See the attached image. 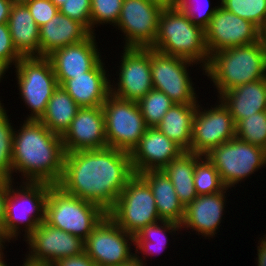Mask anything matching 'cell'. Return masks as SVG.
<instances>
[{"instance_id":"obj_2","label":"cell","mask_w":266,"mask_h":266,"mask_svg":"<svg viewBox=\"0 0 266 266\" xmlns=\"http://www.w3.org/2000/svg\"><path fill=\"white\" fill-rule=\"evenodd\" d=\"M19 127L13 137L12 174L21 173L22 181L57 185L66 154L62 137L39 120H24Z\"/></svg>"},{"instance_id":"obj_13","label":"cell","mask_w":266,"mask_h":266,"mask_svg":"<svg viewBox=\"0 0 266 266\" xmlns=\"http://www.w3.org/2000/svg\"><path fill=\"white\" fill-rule=\"evenodd\" d=\"M218 103L216 107L211 106L207 110H203L198 103L192 121V141L189 152L206 155L214 147L236 137V125L229 110L220 99Z\"/></svg>"},{"instance_id":"obj_50","label":"cell","mask_w":266,"mask_h":266,"mask_svg":"<svg viewBox=\"0 0 266 266\" xmlns=\"http://www.w3.org/2000/svg\"><path fill=\"white\" fill-rule=\"evenodd\" d=\"M3 248L4 247H2V248H0V266H8L7 264H6V261L4 262V253H3Z\"/></svg>"},{"instance_id":"obj_44","label":"cell","mask_w":266,"mask_h":266,"mask_svg":"<svg viewBox=\"0 0 266 266\" xmlns=\"http://www.w3.org/2000/svg\"><path fill=\"white\" fill-rule=\"evenodd\" d=\"M13 0H0V24L8 23Z\"/></svg>"},{"instance_id":"obj_1","label":"cell","mask_w":266,"mask_h":266,"mask_svg":"<svg viewBox=\"0 0 266 266\" xmlns=\"http://www.w3.org/2000/svg\"><path fill=\"white\" fill-rule=\"evenodd\" d=\"M133 175L129 152L112 147L81 150L65 154L57 186L108 213Z\"/></svg>"},{"instance_id":"obj_39","label":"cell","mask_w":266,"mask_h":266,"mask_svg":"<svg viewBox=\"0 0 266 266\" xmlns=\"http://www.w3.org/2000/svg\"><path fill=\"white\" fill-rule=\"evenodd\" d=\"M23 3L39 27L49 22L59 12V8L51 0H26Z\"/></svg>"},{"instance_id":"obj_46","label":"cell","mask_w":266,"mask_h":266,"mask_svg":"<svg viewBox=\"0 0 266 266\" xmlns=\"http://www.w3.org/2000/svg\"><path fill=\"white\" fill-rule=\"evenodd\" d=\"M146 256H143V260L139 255H135L131 260L127 261L125 264L121 266H146L147 263L144 262ZM145 263V264H144Z\"/></svg>"},{"instance_id":"obj_20","label":"cell","mask_w":266,"mask_h":266,"mask_svg":"<svg viewBox=\"0 0 266 266\" xmlns=\"http://www.w3.org/2000/svg\"><path fill=\"white\" fill-rule=\"evenodd\" d=\"M184 150L156 127L147 128L139 144L132 150L131 165L134 174L162 170Z\"/></svg>"},{"instance_id":"obj_16","label":"cell","mask_w":266,"mask_h":266,"mask_svg":"<svg viewBox=\"0 0 266 266\" xmlns=\"http://www.w3.org/2000/svg\"><path fill=\"white\" fill-rule=\"evenodd\" d=\"M206 46L210 56L218 51L253 44L260 40V30L218 4L216 13L205 29Z\"/></svg>"},{"instance_id":"obj_49","label":"cell","mask_w":266,"mask_h":266,"mask_svg":"<svg viewBox=\"0 0 266 266\" xmlns=\"http://www.w3.org/2000/svg\"><path fill=\"white\" fill-rule=\"evenodd\" d=\"M260 40L264 48V54L266 59V28L260 31Z\"/></svg>"},{"instance_id":"obj_25","label":"cell","mask_w":266,"mask_h":266,"mask_svg":"<svg viewBox=\"0 0 266 266\" xmlns=\"http://www.w3.org/2000/svg\"><path fill=\"white\" fill-rule=\"evenodd\" d=\"M8 26L12 43L22 57L40 56V27L23 2L12 4Z\"/></svg>"},{"instance_id":"obj_40","label":"cell","mask_w":266,"mask_h":266,"mask_svg":"<svg viewBox=\"0 0 266 266\" xmlns=\"http://www.w3.org/2000/svg\"><path fill=\"white\" fill-rule=\"evenodd\" d=\"M0 58L14 66L22 58L12 43L8 23L0 24Z\"/></svg>"},{"instance_id":"obj_32","label":"cell","mask_w":266,"mask_h":266,"mask_svg":"<svg viewBox=\"0 0 266 266\" xmlns=\"http://www.w3.org/2000/svg\"><path fill=\"white\" fill-rule=\"evenodd\" d=\"M194 185L198 196L223 191L226 186L214 167L213 163L203 155L196 163L194 169Z\"/></svg>"},{"instance_id":"obj_4","label":"cell","mask_w":266,"mask_h":266,"mask_svg":"<svg viewBox=\"0 0 266 266\" xmlns=\"http://www.w3.org/2000/svg\"><path fill=\"white\" fill-rule=\"evenodd\" d=\"M204 71L217 88L218 97L248 82L266 78V59L261 40L213 53Z\"/></svg>"},{"instance_id":"obj_11","label":"cell","mask_w":266,"mask_h":266,"mask_svg":"<svg viewBox=\"0 0 266 266\" xmlns=\"http://www.w3.org/2000/svg\"><path fill=\"white\" fill-rule=\"evenodd\" d=\"M195 63L151 48L153 88L164 92L175 104H198L187 67Z\"/></svg>"},{"instance_id":"obj_43","label":"cell","mask_w":266,"mask_h":266,"mask_svg":"<svg viewBox=\"0 0 266 266\" xmlns=\"http://www.w3.org/2000/svg\"><path fill=\"white\" fill-rule=\"evenodd\" d=\"M264 236V237H263ZM259 238V246H257V266H266V234Z\"/></svg>"},{"instance_id":"obj_28","label":"cell","mask_w":266,"mask_h":266,"mask_svg":"<svg viewBox=\"0 0 266 266\" xmlns=\"http://www.w3.org/2000/svg\"><path fill=\"white\" fill-rule=\"evenodd\" d=\"M202 156L203 155L184 151L162 169L172 181L175 192L184 207L198 196L195 190L193 176L195 163Z\"/></svg>"},{"instance_id":"obj_37","label":"cell","mask_w":266,"mask_h":266,"mask_svg":"<svg viewBox=\"0 0 266 266\" xmlns=\"http://www.w3.org/2000/svg\"><path fill=\"white\" fill-rule=\"evenodd\" d=\"M178 9L183 11L195 25L205 30L218 6L210 8V0H178Z\"/></svg>"},{"instance_id":"obj_3","label":"cell","mask_w":266,"mask_h":266,"mask_svg":"<svg viewBox=\"0 0 266 266\" xmlns=\"http://www.w3.org/2000/svg\"><path fill=\"white\" fill-rule=\"evenodd\" d=\"M150 48L196 65L200 63L199 67L202 66L203 72L210 60L205 30L195 25L178 8L162 9L158 19V32Z\"/></svg>"},{"instance_id":"obj_21","label":"cell","mask_w":266,"mask_h":266,"mask_svg":"<svg viewBox=\"0 0 266 266\" xmlns=\"http://www.w3.org/2000/svg\"><path fill=\"white\" fill-rule=\"evenodd\" d=\"M213 194L197 196L191 203L185 207V215L181 228L192 229L198 235L203 237L215 236L216 231L221 226L223 211L226 206V191Z\"/></svg>"},{"instance_id":"obj_18","label":"cell","mask_w":266,"mask_h":266,"mask_svg":"<svg viewBox=\"0 0 266 266\" xmlns=\"http://www.w3.org/2000/svg\"><path fill=\"white\" fill-rule=\"evenodd\" d=\"M62 142L65 153L108 147L102 106L80 107Z\"/></svg>"},{"instance_id":"obj_23","label":"cell","mask_w":266,"mask_h":266,"mask_svg":"<svg viewBox=\"0 0 266 266\" xmlns=\"http://www.w3.org/2000/svg\"><path fill=\"white\" fill-rule=\"evenodd\" d=\"M39 31L40 56L45 57L56 49L82 42L91 34L81 23L60 12Z\"/></svg>"},{"instance_id":"obj_41","label":"cell","mask_w":266,"mask_h":266,"mask_svg":"<svg viewBox=\"0 0 266 266\" xmlns=\"http://www.w3.org/2000/svg\"><path fill=\"white\" fill-rule=\"evenodd\" d=\"M53 266H97L95 262L85 253L82 252L77 256H71L57 260Z\"/></svg>"},{"instance_id":"obj_33","label":"cell","mask_w":266,"mask_h":266,"mask_svg":"<svg viewBox=\"0 0 266 266\" xmlns=\"http://www.w3.org/2000/svg\"><path fill=\"white\" fill-rule=\"evenodd\" d=\"M231 13L253 23L260 31L266 28V0H220Z\"/></svg>"},{"instance_id":"obj_6","label":"cell","mask_w":266,"mask_h":266,"mask_svg":"<svg viewBox=\"0 0 266 266\" xmlns=\"http://www.w3.org/2000/svg\"><path fill=\"white\" fill-rule=\"evenodd\" d=\"M107 215L98 205L51 185L45 204V223L86 240Z\"/></svg>"},{"instance_id":"obj_45","label":"cell","mask_w":266,"mask_h":266,"mask_svg":"<svg viewBox=\"0 0 266 266\" xmlns=\"http://www.w3.org/2000/svg\"><path fill=\"white\" fill-rule=\"evenodd\" d=\"M162 9L178 8V0H150Z\"/></svg>"},{"instance_id":"obj_15","label":"cell","mask_w":266,"mask_h":266,"mask_svg":"<svg viewBox=\"0 0 266 266\" xmlns=\"http://www.w3.org/2000/svg\"><path fill=\"white\" fill-rule=\"evenodd\" d=\"M117 83L111 94L119 99L138 102L153 89L151 48H124Z\"/></svg>"},{"instance_id":"obj_35","label":"cell","mask_w":266,"mask_h":266,"mask_svg":"<svg viewBox=\"0 0 266 266\" xmlns=\"http://www.w3.org/2000/svg\"><path fill=\"white\" fill-rule=\"evenodd\" d=\"M4 105H0V176L14 180L12 175V151L14 127L11 126Z\"/></svg>"},{"instance_id":"obj_42","label":"cell","mask_w":266,"mask_h":266,"mask_svg":"<svg viewBox=\"0 0 266 266\" xmlns=\"http://www.w3.org/2000/svg\"><path fill=\"white\" fill-rule=\"evenodd\" d=\"M11 182L14 183L12 179L0 176V226L5 217L6 199Z\"/></svg>"},{"instance_id":"obj_12","label":"cell","mask_w":266,"mask_h":266,"mask_svg":"<svg viewBox=\"0 0 266 266\" xmlns=\"http://www.w3.org/2000/svg\"><path fill=\"white\" fill-rule=\"evenodd\" d=\"M84 243V252L97 266H121L135 256L130 249L135 245L134 235L120 228L108 215Z\"/></svg>"},{"instance_id":"obj_10","label":"cell","mask_w":266,"mask_h":266,"mask_svg":"<svg viewBox=\"0 0 266 266\" xmlns=\"http://www.w3.org/2000/svg\"><path fill=\"white\" fill-rule=\"evenodd\" d=\"M102 109L108 147L131 153L148 128L138 103L110 94Z\"/></svg>"},{"instance_id":"obj_7","label":"cell","mask_w":266,"mask_h":266,"mask_svg":"<svg viewBox=\"0 0 266 266\" xmlns=\"http://www.w3.org/2000/svg\"><path fill=\"white\" fill-rule=\"evenodd\" d=\"M14 67L21 99L31 109L26 120H39L59 86L52 63L48 57L31 56L22 57Z\"/></svg>"},{"instance_id":"obj_48","label":"cell","mask_w":266,"mask_h":266,"mask_svg":"<svg viewBox=\"0 0 266 266\" xmlns=\"http://www.w3.org/2000/svg\"><path fill=\"white\" fill-rule=\"evenodd\" d=\"M12 67L6 60H3L0 58V82L1 79L4 78L3 76L5 75L6 71H8V68ZM0 105H2L0 101Z\"/></svg>"},{"instance_id":"obj_53","label":"cell","mask_w":266,"mask_h":266,"mask_svg":"<svg viewBox=\"0 0 266 266\" xmlns=\"http://www.w3.org/2000/svg\"><path fill=\"white\" fill-rule=\"evenodd\" d=\"M26 0H13V2H24Z\"/></svg>"},{"instance_id":"obj_22","label":"cell","mask_w":266,"mask_h":266,"mask_svg":"<svg viewBox=\"0 0 266 266\" xmlns=\"http://www.w3.org/2000/svg\"><path fill=\"white\" fill-rule=\"evenodd\" d=\"M101 60L92 70L73 76L61 86L80 107L102 106L111 94V81Z\"/></svg>"},{"instance_id":"obj_24","label":"cell","mask_w":266,"mask_h":266,"mask_svg":"<svg viewBox=\"0 0 266 266\" xmlns=\"http://www.w3.org/2000/svg\"><path fill=\"white\" fill-rule=\"evenodd\" d=\"M218 99L229 110L234 123L266 111V78L248 82L222 93Z\"/></svg>"},{"instance_id":"obj_51","label":"cell","mask_w":266,"mask_h":266,"mask_svg":"<svg viewBox=\"0 0 266 266\" xmlns=\"http://www.w3.org/2000/svg\"><path fill=\"white\" fill-rule=\"evenodd\" d=\"M5 242H8L6 240V238L4 237L2 230H1V226H0V248L5 247ZM4 243V244H3Z\"/></svg>"},{"instance_id":"obj_26","label":"cell","mask_w":266,"mask_h":266,"mask_svg":"<svg viewBox=\"0 0 266 266\" xmlns=\"http://www.w3.org/2000/svg\"><path fill=\"white\" fill-rule=\"evenodd\" d=\"M150 186L160 220L182 224L185 207L180 202L172 181L163 170H149L139 174Z\"/></svg>"},{"instance_id":"obj_17","label":"cell","mask_w":266,"mask_h":266,"mask_svg":"<svg viewBox=\"0 0 266 266\" xmlns=\"http://www.w3.org/2000/svg\"><path fill=\"white\" fill-rule=\"evenodd\" d=\"M30 253L27 256L35 261L54 264L57 260L77 256L84 252V240L68 232L48 225L45 222L25 239Z\"/></svg>"},{"instance_id":"obj_47","label":"cell","mask_w":266,"mask_h":266,"mask_svg":"<svg viewBox=\"0 0 266 266\" xmlns=\"http://www.w3.org/2000/svg\"><path fill=\"white\" fill-rule=\"evenodd\" d=\"M25 258L26 259L24 260L22 266H53V264L32 260L27 255Z\"/></svg>"},{"instance_id":"obj_5","label":"cell","mask_w":266,"mask_h":266,"mask_svg":"<svg viewBox=\"0 0 266 266\" xmlns=\"http://www.w3.org/2000/svg\"><path fill=\"white\" fill-rule=\"evenodd\" d=\"M11 182L6 199L5 217L1 226L6 240L17 239L21 233L19 225L25 226L28 238L40 223L45 222V204L51 184L23 181L19 188ZM23 185V186H22ZM20 227V228H19Z\"/></svg>"},{"instance_id":"obj_9","label":"cell","mask_w":266,"mask_h":266,"mask_svg":"<svg viewBox=\"0 0 266 266\" xmlns=\"http://www.w3.org/2000/svg\"><path fill=\"white\" fill-rule=\"evenodd\" d=\"M206 157L230 189L266 165L265 149L237 137L214 147Z\"/></svg>"},{"instance_id":"obj_8","label":"cell","mask_w":266,"mask_h":266,"mask_svg":"<svg viewBox=\"0 0 266 266\" xmlns=\"http://www.w3.org/2000/svg\"><path fill=\"white\" fill-rule=\"evenodd\" d=\"M107 215L124 231L135 235L143 227L160 220L148 183L134 174Z\"/></svg>"},{"instance_id":"obj_38","label":"cell","mask_w":266,"mask_h":266,"mask_svg":"<svg viewBox=\"0 0 266 266\" xmlns=\"http://www.w3.org/2000/svg\"><path fill=\"white\" fill-rule=\"evenodd\" d=\"M59 12L78 21L91 33V0H66Z\"/></svg>"},{"instance_id":"obj_27","label":"cell","mask_w":266,"mask_h":266,"mask_svg":"<svg viewBox=\"0 0 266 266\" xmlns=\"http://www.w3.org/2000/svg\"><path fill=\"white\" fill-rule=\"evenodd\" d=\"M198 104H173L156 128L184 151L192 141V121Z\"/></svg>"},{"instance_id":"obj_19","label":"cell","mask_w":266,"mask_h":266,"mask_svg":"<svg viewBox=\"0 0 266 266\" xmlns=\"http://www.w3.org/2000/svg\"><path fill=\"white\" fill-rule=\"evenodd\" d=\"M95 33L77 44L54 50L50 59L58 85L61 86L73 76L83 75L92 70L102 59L96 45Z\"/></svg>"},{"instance_id":"obj_52","label":"cell","mask_w":266,"mask_h":266,"mask_svg":"<svg viewBox=\"0 0 266 266\" xmlns=\"http://www.w3.org/2000/svg\"><path fill=\"white\" fill-rule=\"evenodd\" d=\"M54 4H55V6L56 7H60L63 3H65L66 2V0H51Z\"/></svg>"},{"instance_id":"obj_36","label":"cell","mask_w":266,"mask_h":266,"mask_svg":"<svg viewBox=\"0 0 266 266\" xmlns=\"http://www.w3.org/2000/svg\"><path fill=\"white\" fill-rule=\"evenodd\" d=\"M124 0H91V33L100 24L116 25Z\"/></svg>"},{"instance_id":"obj_14","label":"cell","mask_w":266,"mask_h":266,"mask_svg":"<svg viewBox=\"0 0 266 266\" xmlns=\"http://www.w3.org/2000/svg\"><path fill=\"white\" fill-rule=\"evenodd\" d=\"M162 8L150 0H124L114 27L124 33L123 48H150L158 32Z\"/></svg>"},{"instance_id":"obj_31","label":"cell","mask_w":266,"mask_h":266,"mask_svg":"<svg viewBox=\"0 0 266 266\" xmlns=\"http://www.w3.org/2000/svg\"><path fill=\"white\" fill-rule=\"evenodd\" d=\"M137 103L148 128L156 127L174 104L164 92L154 88Z\"/></svg>"},{"instance_id":"obj_29","label":"cell","mask_w":266,"mask_h":266,"mask_svg":"<svg viewBox=\"0 0 266 266\" xmlns=\"http://www.w3.org/2000/svg\"><path fill=\"white\" fill-rule=\"evenodd\" d=\"M80 106L58 86L47 103L45 113L39 119L52 133L63 136L69 129Z\"/></svg>"},{"instance_id":"obj_34","label":"cell","mask_w":266,"mask_h":266,"mask_svg":"<svg viewBox=\"0 0 266 266\" xmlns=\"http://www.w3.org/2000/svg\"><path fill=\"white\" fill-rule=\"evenodd\" d=\"M235 125L237 138L266 150V111L252 114Z\"/></svg>"},{"instance_id":"obj_30","label":"cell","mask_w":266,"mask_h":266,"mask_svg":"<svg viewBox=\"0 0 266 266\" xmlns=\"http://www.w3.org/2000/svg\"><path fill=\"white\" fill-rule=\"evenodd\" d=\"M180 229V230H179ZM181 231V225L171 222L159 220L153 224H149L138 231L135 237V255L142 253V255L150 256L163 252L167 245V234ZM140 250V251H139ZM139 251V252H138Z\"/></svg>"}]
</instances>
